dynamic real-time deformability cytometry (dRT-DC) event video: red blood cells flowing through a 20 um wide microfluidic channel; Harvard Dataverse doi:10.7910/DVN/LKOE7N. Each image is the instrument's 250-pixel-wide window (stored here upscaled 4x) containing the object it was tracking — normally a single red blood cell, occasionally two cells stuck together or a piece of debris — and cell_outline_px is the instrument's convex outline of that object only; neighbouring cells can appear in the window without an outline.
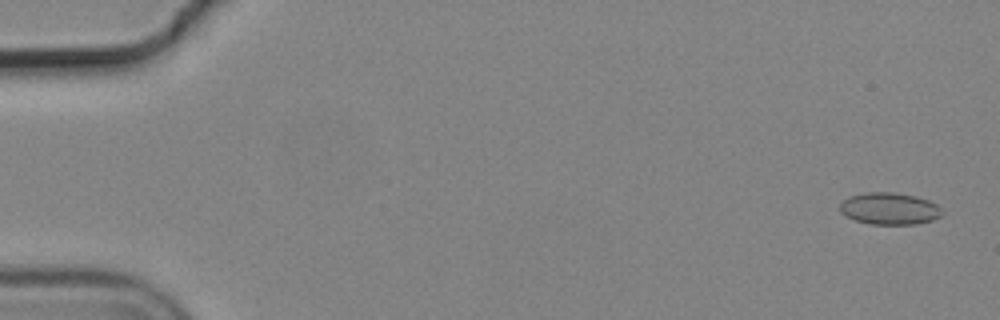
{"species": "common noctule bat (a hibernating species)", "species_latin": "Nyctalus noctula", "temperature_condition": "cold", "stored_images_in_passage": 56, "camera_frame_rate_fps": 3000, "um_per_image_px": 0.085, "animal": {"sex": "male", "body_mass_g": 19.2, "forearm_length_mm": 51.8}, "frame": {"image": 1, "passage_image": 2, "time_ms": 0.333, "image_size_px": [1000, 320], "cell_outline_px": [[944, 212], [940, 216], [932, 220], [916, 224], [872, 224], [856, 220], [840, 212], [840, 204], [848, 196], [868, 192], [892, 192], [916, 196], [928, 200], [936, 204]], "centroid_in_image_um": [75.62, 17.72], "position_along_channel_um": 9.4, "area_um2": 18.9}}
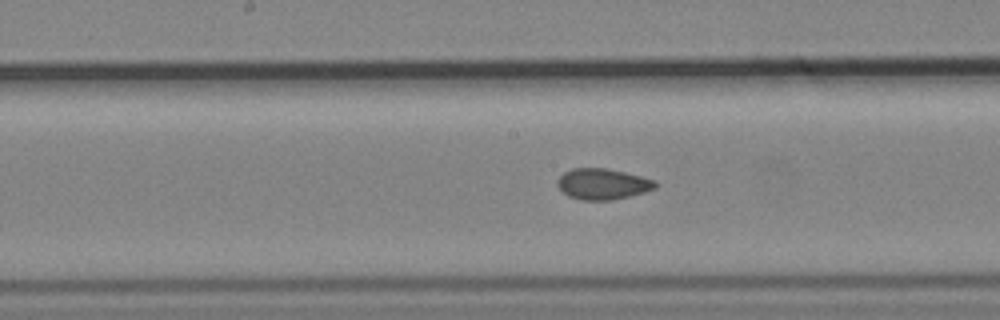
{"frame": {"image": 2, "passage_image": 29, "time_ms": 9.333, "image_size_px": [1000, 320], "cell_outline_px": [[656, 188], [644, 192], [612, 200], [580, 200], [568, 196], [556, 184], [556, 180], [564, 172], [572, 168], [608, 168], [656, 180]], "centroid_in_image_um": [51.2, 15.63], "position_along_channel_um": 197.0, "area_um2": 17.63}}
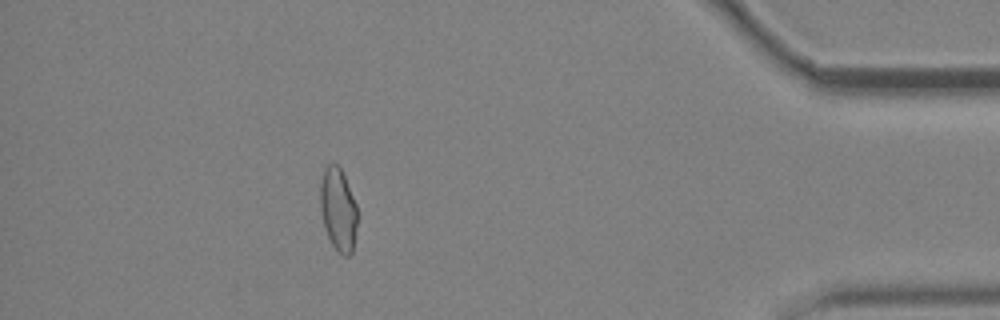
{"frame": {"image": 3, "passage_image": 50, "time_ms": 16.333, "image_size_px": [1000, 320], "cell_outline_px": [[356, 228], [352, 252], [348, 256], [344, 256], [332, 244], [324, 228], [320, 208], [320, 184], [324, 168], [332, 160], [340, 168], [344, 176], [356, 204]], "centroid_in_image_um": [28.72, 17.77], "position_along_channel_um": 406.5, "area_um2": 17.8}, "authors_computed_cell_mechanics": {"area_um2": 18.0625, "velocity_mm_per_s": 3.686, "shape_relaxation_time_tau1_ms": null, "shape_relaxation_time_tau2_ms": 1.9417, "deformation_change_tau1": null, "deformation_change_tau2": 0.0475}}